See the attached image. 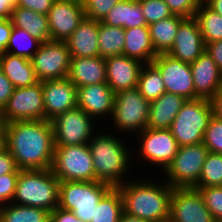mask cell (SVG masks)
<instances>
[{
	"instance_id": "cell-1",
	"label": "cell",
	"mask_w": 222,
	"mask_h": 222,
	"mask_svg": "<svg viewBox=\"0 0 222 222\" xmlns=\"http://www.w3.org/2000/svg\"><path fill=\"white\" fill-rule=\"evenodd\" d=\"M6 148L20 170L51 169L54 136L51 121L31 120L4 124Z\"/></svg>"
},
{
	"instance_id": "cell-2",
	"label": "cell",
	"mask_w": 222,
	"mask_h": 222,
	"mask_svg": "<svg viewBox=\"0 0 222 222\" xmlns=\"http://www.w3.org/2000/svg\"><path fill=\"white\" fill-rule=\"evenodd\" d=\"M158 176L156 181L149 176L140 179L132 176L133 181L127 179L117 187L122 195L124 212L147 222H168L173 187Z\"/></svg>"
},
{
	"instance_id": "cell-3",
	"label": "cell",
	"mask_w": 222,
	"mask_h": 222,
	"mask_svg": "<svg viewBox=\"0 0 222 222\" xmlns=\"http://www.w3.org/2000/svg\"><path fill=\"white\" fill-rule=\"evenodd\" d=\"M102 129L103 126L100 132H96L87 143L93 158L95 177L99 182L117 188L125 183L127 178L132 179L130 176L134 165L133 149L132 146L130 148L126 144L129 142L128 140L123 143L126 140L122 139L121 133L117 134L112 131L113 133L110 134L109 130L105 132L101 131ZM130 173L131 175L128 177L127 174Z\"/></svg>"
},
{
	"instance_id": "cell-4",
	"label": "cell",
	"mask_w": 222,
	"mask_h": 222,
	"mask_svg": "<svg viewBox=\"0 0 222 222\" xmlns=\"http://www.w3.org/2000/svg\"><path fill=\"white\" fill-rule=\"evenodd\" d=\"M11 203L52 212L59 206V180L51 169L20 170Z\"/></svg>"
},
{
	"instance_id": "cell-5",
	"label": "cell",
	"mask_w": 222,
	"mask_h": 222,
	"mask_svg": "<svg viewBox=\"0 0 222 222\" xmlns=\"http://www.w3.org/2000/svg\"><path fill=\"white\" fill-rule=\"evenodd\" d=\"M111 188L99 181H59L58 207L91 222L99 201Z\"/></svg>"
},
{
	"instance_id": "cell-6",
	"label": "cell",
	"mask_w": 222,
	"mask_h": 222,
	"mask_svg": "<svg viewBox=\"0 0 222 222\" xmlns=\"http://www.w3.org/2000/svg\"><path fill=\"white\" fill-rule=\"evenodd\" d=\"M149 105L137 88L123 90L115 94V104L111 116V126L131 140L133 136L147 128ZM113 124V125H112ZM127 132V133H126ZM133 134V135H132Z\"/></svg>"
},
{
	"instance_id": "cell-7",
	"label": "cell",
	"mask_w": 222,
	"mask_h": 222,
	"mask_svg": "<svg viewBox=\"0 0 222 222\" xmlns=\"http://www.w3.org/2000/svg\"><path fill=\"white\" fill-rule=\"evenodd\" d=\"M212 116L208 99L186 100L169 129L179 146L202 143Z\"/></svg>"
},
{
	"instance_id": "cell-8",
	"label": "cell",
	"mask_w": 222,
	"mask_h": 222,
	"mask_svg": "<svg viewBox=\"0 0 222 222\" xmlns=\"http://www.w3.org/2000/svg\"><path fill=\"white\" fill-rule=\"evenodd\" d=\"M208 153L203 143L180 146L172 162L161 173L164 176H160L173 188H194Z\"/></svg>"
},
{
	"instance_id": "cell-9",
	"label": "cell",
	"mask_w": 222,
	"mask_h": 222,
	"mask_svg": "<svg viewBox=\"0 0 222 222\" xmlns=\"http://www.w3.org/2000/svg\"><path fill=\"white\" fill-rule=\"evenodd\" d=\"M137 145L133 155L137 154L140 160L148 163L150 167H158L159 172H163L172 162L178 153L179 145L173 137L170 129H151L146 128L143 132L135 135ZM139 140V141H138ZM139 145V147H137Z\"/></svg>"
},
{
	"instance_id": "cell-10",
	"label": "cell",
	"mask_w": 222,
	"mask_h": 222,
	"mask_svg": "<svg viewBox=\"0 0 222 222\" xmlns=\"http://www.w3.org/2000/svg\"><path fill=\"white\" fill-rule=\"evenodd\" d=\"M51 170L59 181H98L88 144L55 147Z\"/></svg>"
},
{
	"instance_id": "cell-11",
	"label": "cell",
	"mask_w": 222,
	"mask_h": 222,
	"mask_svg": "<svg viewBox=\"0 0 222 222\" xmlns=\"http://www.w3.org/2000/svg\"><path fill=\"white\" fill-rule=\"evenodd\" d=\"M94 120L79 107L58 115L51 121L55 147L87 144L101 123Z\"/></svg>"
},
{
	"instance_id": "cell-12",
	"label": "cell",
	"mask_w": 222,
	"mask_h": 222,
	"mask_svg": "<svg viewBox=\"0 0 222 222\" xmlns=\"http://www.w3.org/2000/svg\"><path fill=\"white\" fill-rule=\"evenodd\" d=\"M3 123L16 121L44 120V97L42 82L15 88L7 104L3 107Z\"/></svg>"
},
{
	"instance_id": "cell-13",
	"label": "cell",
	"mask_w": 222,
	"mask_h": 222,
	"mask_svg": "<svg viewBox=\"0 0 222 222\" xmlns=\"http://www.w3.org/2000/svg\"><path fill=\"white\" fill-rule=\"evenodd\" d=\"M38 81L66 78L71 55L66 42H43L30 59Z\"/></svg>"
},
{
	"instance_id": "cell-14",
	"label": "cell",
	"mask_w": 222,
	"mask_h": 222,
	"mask_svg": "<svg viewBox=\"0 0 222 222\" xmlns=\"http://www.w3.org/2000/svg\"><path fill=\"white\" fill-rule=\"evenodd\" d=\"M168 222H216L197 189L173 188Z\"/></svg>"
},
{
	"instance_id": "cell-15",
	"label": "cell",
	"mask_w": 222,
	"mask_h": 222,
	"mask_svg": "<svg viewBox=\"0 0 222 222\" xmlns=\"http://www.w3.org/2000/svg\"><path fill=\"white\" fill-rule=\"evenodd\" d=\"M161 73L166 92L194 99V84L190 64L158 54L151 62Z\"/></svg>"
},
{
	"instance_id": "cell-16",
	"label": "cell",
	"mask_w": 222,
	"mask_h": 222,
	"mask_svg": "<svg viewBox=\"0 0 222 222\" xmlns=\"http://www.w3.org/2000/svg\"><path fill=\"white\" fill-rule=\"evenodd\" d=\"M47 16L51 41L65 42L85 18L82 0H55Z\"/></svg>"
},
{
	"instance_id": "cell-17",
	"label": "cell",
	"mask_w": 222,
	"mask_h": 222,
	"mask_svg": "<svg viewBox=\"0 0 222 222\" xmlns=\"http://www.w3.org/2000/svg\"><path fill=\"white\" fill-rule=\"evenodd\" d=\"M44 120L52 121L58 115L77 107V87L66 77L42 81Z\"/></svg>"
},
{
	"instance_id": "cell-18",
	"label": "cell",
	"mask_w": 222,
	"mask_h": 222,
	"mask_svg": "<svg viewBox=\"0 0 222 222\" xmlns=\"http://www.w3.org/2000/svg\"><path fill=\"white\" fill-rule=\"evenodd\" d=\"M205 51V43L195 17L184 18L177 30L174 43L166 53L184 63H193Z\"/></svg>"
},
{
	"instance_id": "cell-19",
	"label": "cell",
	"mask_w": 222,
	"mask_h": 222,
	"mask_svg": "<svg viewBox=\"0 0 222 222\" xmlns=\"http://www.w3.org/2000/svg\"><path fill=\"white\" fill-rule=\"evenodd\" d=\"M77 107L96 120L111 118L115 104V92L107 83L77 88ZM101 118V119H99Z\"/></svg>"
},
{
	"instance_id": "cell-20",
	"label": "cell",
	"mask_w": 222,
	"mask_h": 222,
	"mask_svg": "<svg viewBox=\"0 0 222 222\" xmlns=\"http://www.w3.org/2000/svg\"><path fill=\"white\" fill-rule=\"evenodd\" d=\"M106 83L116 93L137 88L143 63L125 55L105 58Z\"/></svg>"
},
{
	"instance_id": "cell-21",
	"label": "cell",
	"mask_w": 222,
	"mask_h": 222,
	"mask_svg": "<svg viewBox=\"0 0 222 222\" xmlns=\"http://www.w3.org/2000/svg\"><path fill=\"white\" fill-rule=\"evenodd\" d=\"M190 68L194 84V99L210 100L222 87V73L215 61L204 51L190 64Z\"/></svg>"
},
{
	"instance_id": "cell-22",
	"label": "cell",
	"mask_w": 222,
	"mask_h": 222,
	"mask_svg": "<svg viewBox=\"0 0 222 222\" xmlns=\"http://www.w3.org/2000/svg\"><path fill=\"white\" fill-rule=\"evenodd\" d=\"M67 78L77 87L106 83L105 58L71 57Z\"/></svg>"
},
{
	"instance_id": "cell-23",
	"label": "cell",
	"mask_w": 222,
	"mask_h": 222,
	"mask_svg": "<svg viewBox=\"0 0 222 222\" xmlns=\"http://www.w3.org/2000/svg\"><path fill=\"white\" fill-rule=\"evenodd\" d=\"M65 42L71 57L99 56L98 21L84 18Z\"/></svg>"
},
{
	"instance_id": "cell-24",
	"label": "cell",
	"mask_w": 222,
	"mask_h": 222,
	"mask_svg": "<svg viewBox=\"0 0 222 222\" xmlns=\"http://www.w3.org/2000/svg\"><path fill=\"white\" fill-rule=\"evenodd\" d=\"M186 99L180 95L165 92L150 102L147 127L151 129H169Z\"/></svg>"
},
{
	"instance_id": "cell-25",
	"label": "cell",
	"mask_w": 222,
	"mask_h": 222,
	"mask_svg": "<svg viewBox=\"0 0 222 222\" xmlns=\"http://www.w3.org/2000/svg\"><path fill=\"white\" fill-rule=\"evenodd\" d=\"M0 69L15 88L39 82L30 59L4 52L0 54Z\"/></svg>"
},
{
	"instance_id": "cell-26",
	"label": "cell",
	"mask_w": 222,
	"mask_h": 222,
	"mask_svg": "<svg viewBox=\"0 0 222 222\" xmlns=\"http://www.w3.org/2000/svg\"><path fill=\"white\" fill-rule=\"evenodd\" d=\"M123 55L143 64L154 60L158 54L152 45L148 25L125 29Z\"/></svg>"
},
{
	"instance_id": "cell-27",
	"label": "cell",
	"mask_w": 222,
	"mask_h": 222,
	"mask_svg": "<svg viewBox=\"0 0 222 222\" xmlns=\"http://www.w3.org/2000/svg\"><path fill=\"white\" fill-rule=\"evenodd\" d=\"M11 20L13 27L26 30L32 37L38 39L42 43L51 41V32L47 15L16 7L13 10Z\"/></svg>"
},
{
	"instance_id": "cell-28",
	"label": "cell",
	"mask_w": 222,
	"mask_h": 222,
	"mask_svg": "<svg viewBox=\"0 0 222 222\" xmlns=\"http://www.w3.org/2000/svg\"><path fill=\"white\" fill-rule=\"evenodd\" d=\"M183 19L184 17L173 15L148 26L151 42L157 54H166L171 49Z\"/></svg>"
},
{
	"instance_id": "cell-29",
	"label": "cell",
	"mask_w": 222,
	"mask_h": 222,
	"mask_svg": "<svg viewBox=\"0 0 222 222\" xmlns=\"http://www.w3.org/2000/svg\"><path fill=\"white\" fill-rule=\"evenodd\" d=\"M125 41L123 27L108 26L98 21V47L99 56L108 58L122 55Z\"/></svg>"
},
{
	"instance_id": "cell-30",
	"label": "cell",
	"mask_w": 222,
	"mask_h": 222,
	"mask_svg": "<svg viewBox=\"0 0 222 222\" xmlns=\"http://www.w3.org/2000/svg\"><path fill=\"white\" fill-rule=\"evenodd\" d=\"M50 214L41 208L8 203L0 208V222H50Z\"/></svg>"
},
{
	"instance_id": "cell-31",
	"label": "cell",
	"mask_w": 222,
	"mask_h": 222,
	"mask_svg": "<svg viewBox=\"0 0 222 222\" xmlns=\"http://www.w3.org/2000/svg\"><path fill=\"white\" fill-rule=\"evenodd\" d=\"M198 22L204 43L222 40V16L201 2L194 16Z\"/></svg>"
},
{
	"instance_id": "cell-32",
	"label": "cell",
	"mask_w": 222,
	"mask_h": 222,
	"mask_svg": "<svg viewBox=\"0 0 222 222\" xmlns=\"http://www.w3.org/2000/svg\"><path fill=\"white\" fill-rule=\"evenodd\" d=\"M123 199L118 188H111L99 201L91 222H119Z\"/></svg>"
},
{
	"instance_id": "cell-33",
	"label": "cell",
	"mask_w": 222,
	"mask_h": 222,
	"mask_svg": "<svg viewBox=\"0 0 222 222\" xmlns=\"http://www.w3.org/2000/svg\"><path fill=\"white\" fill-rule=\"evenodd\" d=\"M137 89L149 102L166 92L161 73L152 63L143 65L139 74Z\"/></svg>"
},
{
	"instance_id": "cell-34",
	"label": "cell",
	"mask_w": 222,
	"mask_h": 222,
	"mask_svg": "<svg viewBox=\"0 0 222 222\" xmlns=\"http://www.w3.org/2000/svg\"><path fill=\"white\" fill-rule=\"evenodd\" d=\"M41 44V41L32 37L26 30L13 27L5 52L31 59Z\"/></svg>"
},
{
	"instance_id": "cell-35",
	"label": "cell",
	"mask_w": 222,
	"mask_h": 222,
	"mask_svg": "<svg viewBox=\"0 0 222 222\" xmlns=\"http://www.w3.org/2000/svg\"><path fill=\"white\" fill-rule=\"evenodd\" d=\"M222 185V154L209 152L203 164L199 182L195 187Z\"/></svg>"
},
{
	"instance_id": "cell-36",
	"label": "cell",
	"mask_w": 222,
	"mask_h": 222,
	"mask_svg": "<svg viewBox=\"0 0 222 222\" xmlns=\"http://www.w3.org/2000/svg\"><path fill=\"white\" fill-rule=\"evenodd\" d=\"M141 10L145 18L146 24L149 26L157 21L173 16L169 6L164 0H138Z\"/></svg>"
},
{
	"instance_id": "cell-37",
	"label": "cell",
	"mask_w": 222,
	"mask_h": 222,
	"mask_svg": "<svg viewBox=\"0 0 222 222\" xmlns=\"http://www.w3.org/2000/svg\"><path fill=\"white\" fill-rule=\"evenodd\" d=\"M216 222H222V186L194 187Z\"/></svg>"
},
{
	"instance_id": "cell-38",
	"label": "cell",
	"mask_w": 222,
	"mask_h": 222,
	"mask_svg": "<svg viewBox=\"0 0 222 222\" xmlns=\"http://www.w3.org/2000/svg\"><path fill=\"white\" fill-rule=\"evenodd\" d=\"M202 143L209 152L222 154V120L212 116L205 130Z\"/></svg>"
},
{
	"instance_id": "cell-39",
	"label": "cell",
	"mask_w": 222,
	"mask_h": 222,
	"mask_svg": "<svg viewBox=\"0 0 222 222\" xmlns=\"http://www.w3.org/2000/svg\"><path fill=\"white\" fill-rule=\"evenodd\" d=\"M121 0H82L85 18L102 21Z\"/></svg>"
},
{
	"instance_id": "cell-40",
	"label": "cell",
	"mask_w": 222,
	"mask_h": 222,
	"mask_svg": "<svg viewBox=\"0 0 222 222\" xmlns=\"http://www.w3.org/2000/svg\"><path fill=\"white\" fill-rule=\"evenodd\" d=\"M173 15L184 18L194 17L201 3L200 0H164Z\"/></svg>"
},
{
	"instance_id": "cell-41",
	"label": "cell",
	"mask_w": 222,
	"mask_h": 222,
	"mask_svg": "<svg viewBox=\"0 0 222 222\" xmlns=\"http://www.w3.org/2000/svg\"><path fill=\"white\" fill-rule=\"evenodd\" d=\"M19 173L0 175V208L12 202Z\"/></svg>"
},
{
	"instance_id": "cell-42",
	"label": "cell",
	"mask_w": 222,
	"mask_h": 222,
	"mask_svg": "<svg viewBox=\"0 0 222 222\" xmlns=\"http://www.w3.org/2000/svg\"><path fill=\"white\" fill-rule=\"evenodd\" d=\"M128 0L118 2L101 21L108 26L123 27L126 29V15Z\"/></svg>"
},
{
	"instance_id": "cell-43",
	"label": "cell",
	"mask_w": 222,
	"mask_h": 222,
	"mask_svg": "<svg viewBox=\"0 0 222 222\" xmlns=\"http://www.w3.org/2000/svg\"><path fill=\"white\" fill-rule=\"evenodd\" d=\"M145 18L138 0H128L126 29L146 26Z\"/></svg>"
},
{
	"instance_id": "cell-44",
	"label": "cell",
	"mask_w": 222,
	"mask_h": 222,
	"mask_svg": "<svg viewBox=\"0 0 222 222\" xmlns=\"http://www.w3.org/2000/svg\"><path fill=\"white\" fill-rule=\"evenodd\" d=\"M55 0H17L16 7L32 10L47 15Z\"/></svg>"
},
{
	"instance_id": "cell-45",
	"label": "cell",
	"mask_w": 222,
	"mask_h": 222,
	"mask_svg": "<svg viewBox=\"0 0 222 222\" xmlns=\"http://www.w3.org/2000/svg\"><path fill=\"white\" fill-rule=\"evenodd\" d=\"M19 172L20 169L18 168L10 151L7 148L3 149L0 152V175Z\"/></svg>"
},
{
	"instance_id": "cell-46",
	"label": "cell",
	"mask_w": 222,
	"mask_h": 222,
	"mask_svg": "<svg viewBox=\"0 0 222 222\" xmlns=\"http://www.w3.org/2000/svg\"><path fill=\"white\" fill-rule=\"evenodd\" d=\"M15 87L13 84L7 79V77L3 74L0 69V109L7 104L10 96L13 94Z\"/></svg>"
},
{
	"instance_id": "cell-47",
	"label": "cell",
	"mask_w": 222,
	"mask_h": 222,
	"mask_svg": "<svg viewBox=\"0 0 222 222\" xmlns=\"http://www.w3.org/2000/svg\"><path fill=\"white\" fill-rule=\"evenodd\" d=\"M50 222H85L79 219L72 211L55 208L50 214Z\"/></svg>"
},
{
	"instance_id": "cell-48",
	"label": "cell",
	"mask_w": 222,
	"mask_h": 222,
	"mask_svg": "<svg viewBox=\"0 0 222 222\" xmlns=\"http://www.w3.org/2000/svg\"><path fill=\"white\" fill-rule=\"evenodd\" d=\"M12 29L13 23L11 18L0 19V54L6 50Z\"/></svg>"
},
{
	"instance_id": "cell-49",
	"label": "cell",
	"mask_w": 222,
	"mask_h": 222,
	"mask_svg": "<svg viewBox=\"0 0 222 222\" xmlns=\"http://www.w3.org/2000/svg\"><path fill=\"white\" fill-rule=\"evenodd\" d=\"M205 51L215 61L219 71L222 73V40L206 43Z\"/></svg>"
},
{
	"instance_id": "cell-50",
	"label": "cell",
	"mask_w": 222,
	"mask_h": 222,
	"mask_svg": "<svg viewBox=\"0 0 222 222\" xmlns=\"http://www.w3.org/2000/svg\"><path fill=\"white\" fill-rule=\"evenodd\" d=\"M209 101L213 116L222 120V87Z\"/></svg>"
},
{
	"instance_id": "cell-51",
	"label": "cell",
	"mask_w": 222,
	"mask_h": 222,
	"mask_svg": "<svg viewBox=\"0 0 222 222\" xmlns=\"http://www.w3.org/2000/svg\"><path fill=\"white\" fill-rule=\"evenodd\" d=\"M17 0H0V19H9L16 8Z\"/></svg>"
},
{
	"instance_id": "cell-52",
	"label": "cell",
	"mask_w": 222,
	"mask_h": 222,
	"mask_svg": "<svg viewBox=\"0 0 222 222\" xmlns=\"http://www.w3.org/2000/svg\"><path fill=\"white\" fill-rule=\"evenodd\" d=\"M212 10L222 16V0H205L204 1Z\"/></svg>"
},
{
	"instance_id": "cell-53",
	"label": "cell",
	"mask_w": 222,
	"mask_h": 222,
	"mask_svg": "<svg viewBox=\"0 0 222 222\" xmlns=\"http://www.w3.org/2000/svg\"><path fill=\"white\" fill-rule=\"evenodd\" d=\"M119 222H147L137 216L130 215L123 211Z\"/></svg>"
},
{
	"instance_id": "cell-54",
	"label": "cell",
	"mask_w": 222,
	"mask_h": 222,
	"mask_svg": "<svg viewBox=\"0 0 222 222\" xmlns=\"http://www.w3.org/2000/svg\"><path fill=\"white\" fill-rule=\"evenodd\" d=\"M6 148L4 125L0 128V152Z\"/></svg>"
},
{
	"instance_id": "cell-55",
	"label": "cell",
	"mask_w": 222,
	"mask_h": 222,
	"mask_svg": "<svg viewBox=\"0 0 222 222\" xmlns=\"http://www.w3.org/2000/svg\"><path fill=\"white\" fill-rule=\"evenodd\" d=\"M4 125L3 120H2V111L0 109V128Z\"/></svg>"
}]
</instances>
